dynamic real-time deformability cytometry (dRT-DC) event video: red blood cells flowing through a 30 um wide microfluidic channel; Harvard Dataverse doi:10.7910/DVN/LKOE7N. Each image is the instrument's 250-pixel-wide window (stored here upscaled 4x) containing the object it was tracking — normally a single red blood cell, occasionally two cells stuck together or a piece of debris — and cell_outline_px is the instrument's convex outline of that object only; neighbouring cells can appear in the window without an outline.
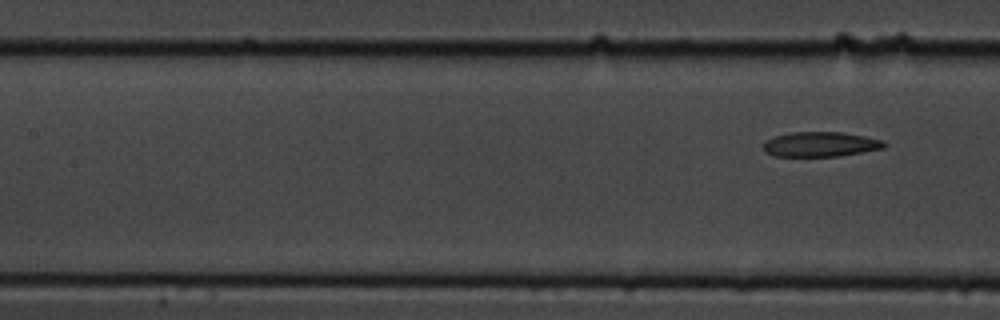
{"species": "common noctule bat (a hibernating species)", "species_latin": "Nyctalus noctula", "temperature_condition": "cold", "stored_images_in_passage": 5, "segment_of_instrument_passage": [2, 2], "camera_frame_rate_fps": 3000, "um_per_image_px": 0.085, "animal": {"sex": "male", "body_mass_g": 19.5, "forearm_length_mm": 54.6}, "frame": {"image": 1, "passage_image": 5, "time_ms": 5.333, "image_size_px": [1000, 320], "cell_outline_px": [[888, 144], [884, 148], [840, 156], [772, 156], [764, 152], [764, 140], [772, 136], [792, 132], [840, 132], [864, 136], [884, 140]], "centroid_in_image_um": [69.72, 12.26], "position_along_channel_um": 137.7, "area_um2": 17.69}}